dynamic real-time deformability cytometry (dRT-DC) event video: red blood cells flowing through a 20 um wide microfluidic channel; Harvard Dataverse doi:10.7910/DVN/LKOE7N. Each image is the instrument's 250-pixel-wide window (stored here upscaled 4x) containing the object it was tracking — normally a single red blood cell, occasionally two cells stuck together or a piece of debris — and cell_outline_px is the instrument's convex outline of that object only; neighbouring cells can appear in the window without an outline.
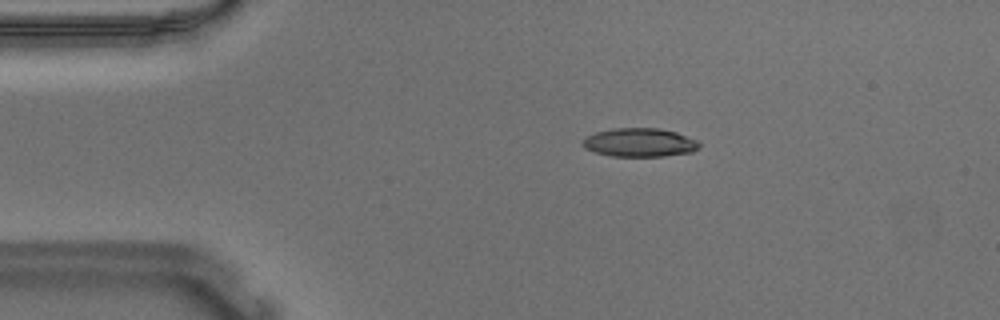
{"species": "Egyptian fruit bat (a non-hibernating species)", "species_latin": "Rousettus aegyptiacus", "temperature_condition": "warm", "stored_images_in_passage": 47, "camera_frame_rate_fps": 3000, "um_per_image_px": 0.085, "animal": {"sex": "male"}, "frame": {"image": 1, "passage_image": 3, "time_ms": 0.667, "image_size_px": [1000, 320], "cell_outline_px": [[700, 148], [692, 152], [664, 156], [612, 156], [596, 152], [584, 148], [580, 144], [580, 140], [596, 132], [612, 128], [660, 128], [676, 132], [700, 140]], "centroid_in_image_um": [54.39, 12.11], "position_along_channel_um": 30.6, "area_um2": 19.71}}
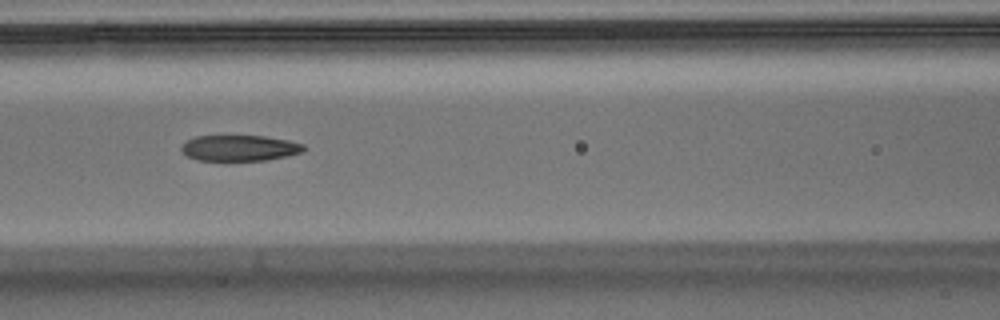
{"frame": {"image": 2, "passage_image": 16, "time_ms": 5.0, "image_size_px": [1000, 320], "cell_outline_px": [[308, 148], [304, 152], [288, 156], [268, 160], [196, 160], [180, 152], [180, 148], [188, 140], [196, 136], [264, 136], [288, 140], [304, 144]], "centroid_in_image_um": [20.41, 12.58], "position_along_channel_um": 146.2, "area_um2": 18.55}}
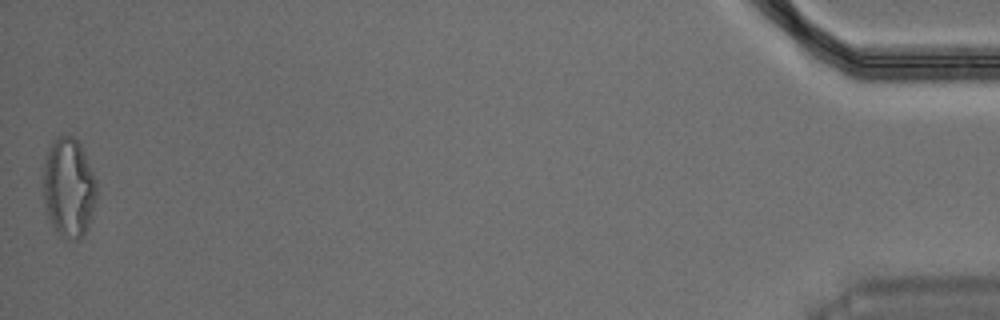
{"frame": {"image": 3, "passage_image": 47, "time_ms": 15.333, "image_size_px": [1000, 320], "cell_outline_px": [[96, 200], [88, 224], [80, 240], [76, 240], [60, 232], [52, 224], [44, 212], [44, 164], [48, 152], [56, 136], [72, 136], [80, 144], [84, 152], [96, 180]], "centroid_in_image_um": [5.84, 15.92], "position_along_channel_um": 429.4, "area_um2": 30.29}, "authors_computed_cell_mechanics": {"area_um2": 20.1722, "velocity_mm_per_s": 3.6872, "shape_relaxation_time_tau1_ms": 8.8521, "shape_relaxation_time_tau2_ms": 2.8807, "deformation_change_tau1": 0.2526, "deformation_change_tau2": 0.1216}}